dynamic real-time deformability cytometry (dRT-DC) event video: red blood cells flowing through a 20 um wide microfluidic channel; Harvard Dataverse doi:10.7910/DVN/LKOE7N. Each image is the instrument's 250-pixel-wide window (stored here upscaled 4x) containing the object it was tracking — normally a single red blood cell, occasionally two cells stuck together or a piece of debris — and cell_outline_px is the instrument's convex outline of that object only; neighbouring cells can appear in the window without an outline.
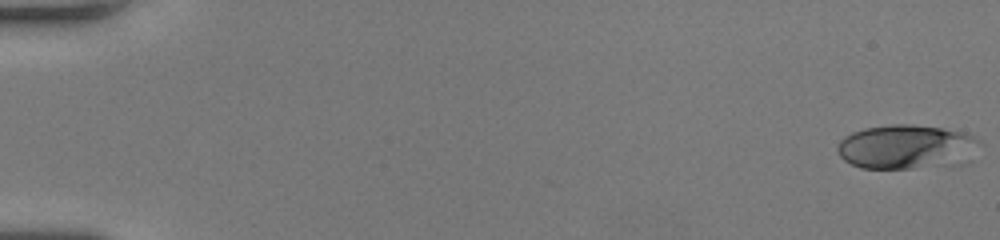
{"species": "human", "species_latin": "Homo sapiens", "temperature_condition": "room temperature", "stored_images_in_passage": 54, "camera_frame_rate_fps": 3000, "um_per_image_px": 0.085, "donor": {"sex": "female"}, "frame": {"image": 1, "passage_image": 1, "time_ms": 0.0, "image_size_px": [1000, 240], "cell_outline_px": [[980, 144], [912, 168], [860, 168], [844, 160], [840, 156], [836, 148], [840, 140], [844, 136], [852, 132], [864, 128], [892, 124], [912, 124], [940, 128], [964, 132], [980, 140]], "centroid_in_image_um": [76.63, 12.38], "position_along_channel_um": 8.4, "area_um2": 33.35}}
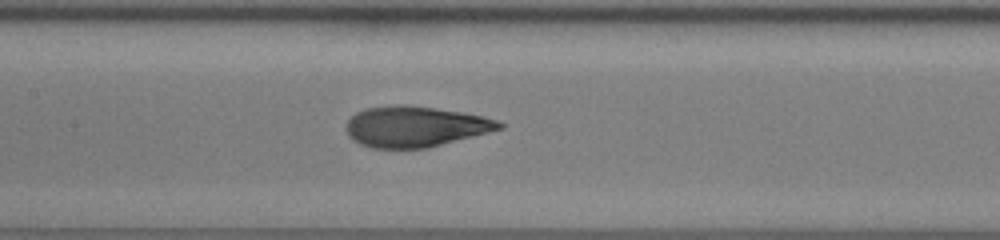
{"frame": {"image": 2, "passage_image": 28, "time_ms": 9.0, "image_size_px": [1000, 240], "cell_outline_px": [[504, 128], [428, 148], [372, 148], [360, 144], [352, 140], [348, 136], [348, 120], [356, 112], [364, 108], [392, 104], [404, 104], [436, 108], [484, 116], [500, 120], [504, 124]], "centroid_in_image_um": [35.31, 10.75], "position_along_channel_um": 172.1, "area_um2": 36.47}}
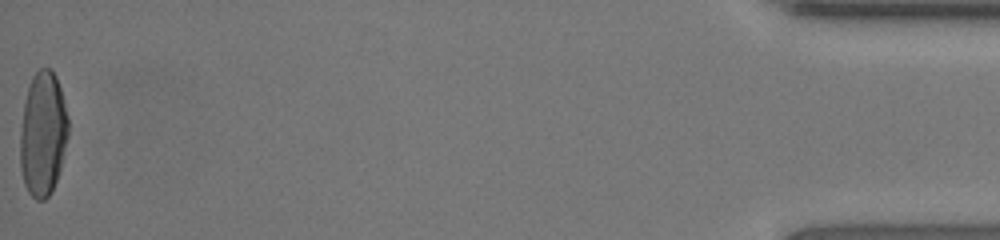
{"frame": {"image": 3, "passage_image": 54, "time_ms": 17.667, "image_size_px": [1000, 240], "cell_outline_px": [[68, 136], [60, 168], [56, 180], [48, 196], [44, 200], [36, 200], [28, 192], [24, 184], [20, 168], [20, 132], [24, 104], [28, 88], [32, 76], [40, 68], [48, 68], [56, 76], [64, 100], [68, 116]], "centroid_in_image_um": [3.64, 11.39], "position_along_channel_um": 431.6, "area_um2": 34.8}, "authors_computed_cell_mechanics": {"area_um2": 35.3736, "velocity_mm_per_s": 4.0623, "shape_relaxation_time_tau1_ms": 5.1255, "shape_relaxation_time_tau2_ms": 0.6525, "deformation_change_tau1": 0.2543, "deformation_change_tau2": 0.0652}}